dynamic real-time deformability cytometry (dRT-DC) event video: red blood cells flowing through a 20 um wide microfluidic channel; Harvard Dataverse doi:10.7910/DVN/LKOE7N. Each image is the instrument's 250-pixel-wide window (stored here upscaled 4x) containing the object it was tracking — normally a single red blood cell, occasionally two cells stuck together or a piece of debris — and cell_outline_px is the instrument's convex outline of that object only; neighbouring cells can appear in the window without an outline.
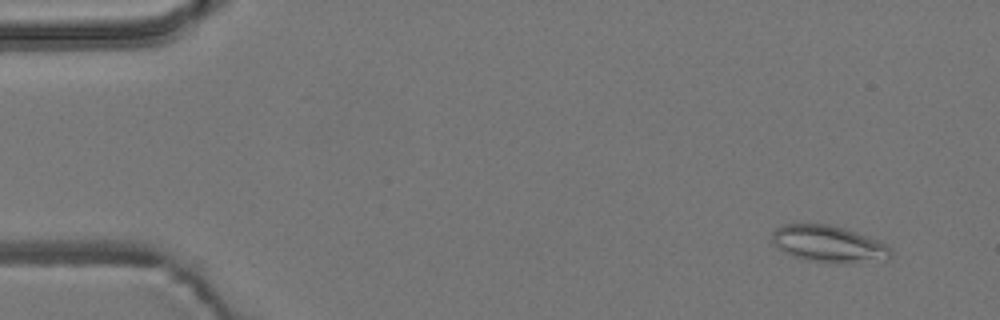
{"species": "common noctule bat (a hibernating species)", "species_latin": "Nyctalus noctula", "temperature_condition": "room temperature", "stored_images_in_passage": 4, "camera_frame_rate_fps": 3000, "um_per_image_px": 0.085, "animal": {"sex": "male", "body_mass_g": 19.2, "forearm_length_mm": 51.8}, "frame": {"image": 1, "passage_image": 2, "time_ms": 0.333, "image_size_px": [1000, 320], "cell_outline_px": [[892, 256], [888, 260], [848, 264], [836, 264], [808, 260], [792, 256], [776, 248], [772, 240], [772, 232], [776, 228], [784, 224], [828, 224], [844, 228], [880, 240], [888, 244], [892, 252]], "centroid_in_image_um": [70.49, 20.76], "position_along_channel_um": 14.5, "area_um2": 26.01}}